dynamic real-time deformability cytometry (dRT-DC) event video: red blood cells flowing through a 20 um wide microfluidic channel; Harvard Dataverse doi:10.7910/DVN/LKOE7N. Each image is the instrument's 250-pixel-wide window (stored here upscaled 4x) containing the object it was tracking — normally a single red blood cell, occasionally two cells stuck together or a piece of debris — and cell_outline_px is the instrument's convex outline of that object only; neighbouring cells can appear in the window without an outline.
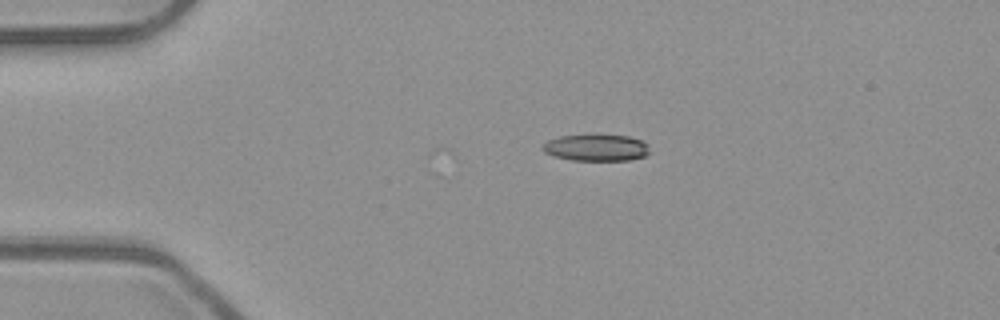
{"species": "common noctule bat (a hibernating species)", "species_latin": "Nyctalus noctula", "temperature_condition": "room temperature", "stored_images_in_passage": 2, "camera_frame_rate_fps": 3000, "um_per_image_px": 0.085, "animal": {"sex": "male", "body_mass_g": 23.1, "forearm_length_mm": 52.7}, "frame": {"image": 1, "passage_image": 2, "time_ms": 0.333, "image_size_px": [1000, 320], "cell_outline_px": [[648, 152], [644, 156], [628, 160], [572, 160], [552, 156], [544, 152], [540, 148], [548, 140], [560, 136], [592, 132], [628, 136], [644, 140], [648, 144]], "centroid_in_image_um": [50.65, 12.5], "position_along_channel_um": 34.3, "area_um2": 17.34}}